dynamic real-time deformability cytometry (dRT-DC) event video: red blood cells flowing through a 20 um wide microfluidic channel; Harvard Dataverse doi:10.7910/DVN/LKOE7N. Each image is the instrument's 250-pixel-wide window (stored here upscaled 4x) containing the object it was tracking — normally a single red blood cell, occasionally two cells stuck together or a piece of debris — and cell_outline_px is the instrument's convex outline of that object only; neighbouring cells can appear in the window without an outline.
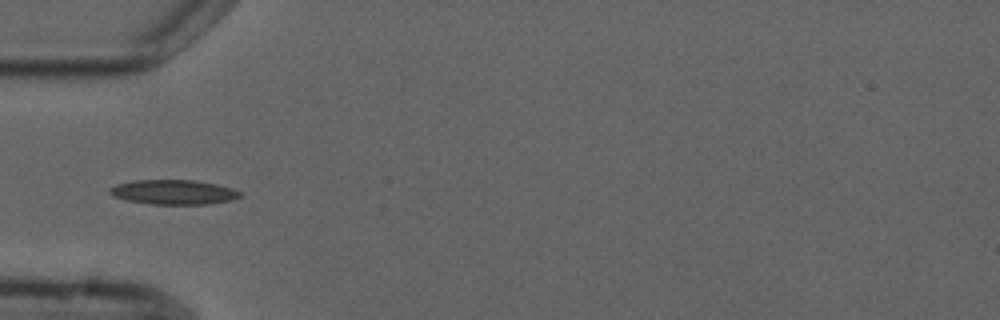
{"species": "common noctule bat (a hibernating species)", "species_latin": "Nyctalus noctula", "temperature_condition": "cold", "stored_images_in_passage": 1, "camera_frame_rate_fps": 3000, "um_per_image_px": 0.085, "animal": {"sex": "male", "forearm_length_mm": 52.5}, "frame": {"image": 1, "passage_image": 1, "time_ms": 0.0, "image_size_px": [1000, 320], "cell_outline_px": [[240, 196], [232, 200], [208, 204], [152, 204], [128, 200], [112, 196], [108, 192], [108, 188], [116, 184], [136, 180], [192, 180], [216, 184], [232, 188], [240, 192]], "centroid_in_image_um": [14.72, 16.33], "position_along_channel_um": 70.3, "area_um2": 18.61}}